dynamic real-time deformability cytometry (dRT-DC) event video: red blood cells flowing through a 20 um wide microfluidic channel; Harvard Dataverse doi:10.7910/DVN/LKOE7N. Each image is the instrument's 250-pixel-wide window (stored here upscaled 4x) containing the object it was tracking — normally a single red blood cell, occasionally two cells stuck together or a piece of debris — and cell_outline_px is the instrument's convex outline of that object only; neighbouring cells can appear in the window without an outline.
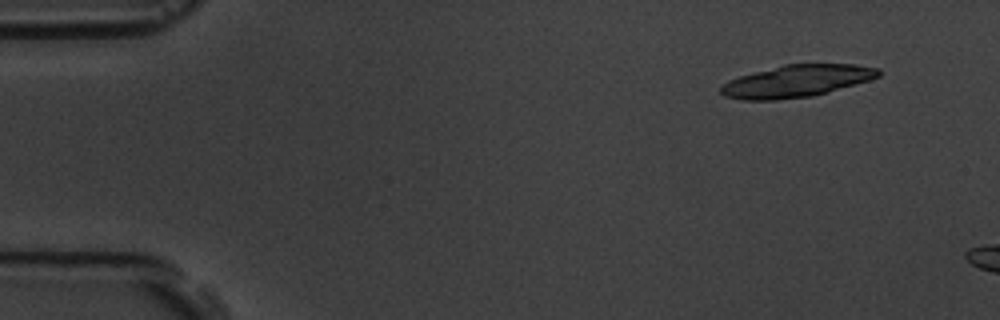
{"species": "common noctule bat (a hibernating species)", "species_latin": "Nyctalus noctula", "temperature_condition": "room temperature", "stored_images_in_passage": 3, "camera_frame_rate_fps": 3000, "um_per_image_px": 0.085, "animal": {"sex": "male", "body_mass_g": 19.5, "forearm_length_mm": 54.6}, "frame": {"image": 1, "passage_image": 1, "time_ms": 0.0, "image_size_px": [1000, 320], "cell_outline_px": [[880, 76], [868, 80], [828, 92], [812, 96], [776, 100], [744, 100], [724, 96], [720, 92], [720, 88], [728, 80], [740, 76], [784, 64], [856, 64], [880, 68]], "centroid_in_image_um": [67.72, 6.89], "position_along_channel_um": 17.3, "area_um2": 29.36}}